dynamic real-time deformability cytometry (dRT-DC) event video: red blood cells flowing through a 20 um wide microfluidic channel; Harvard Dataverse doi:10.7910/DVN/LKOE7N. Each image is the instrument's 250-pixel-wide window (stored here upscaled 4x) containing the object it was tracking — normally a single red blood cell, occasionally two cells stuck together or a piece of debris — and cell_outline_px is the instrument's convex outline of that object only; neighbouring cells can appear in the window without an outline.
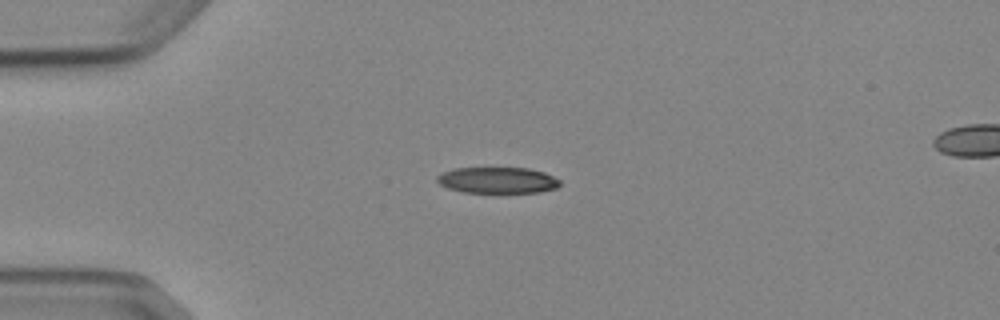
{"species": "Egyptian fruit bat (a non-hibernating species)", "species_latin": "Rousettus aegyptiacus", "temperature_condition": "cold", "stored_images_in_passage": 5, "camera_frame_rate_fps": 3000, "um_per_image_px": 0.085, "animal": {"sex": "female"}, "frame": {"image": 1, "passage_image": 2, "time_ms": 1.0, "image_size_px": [1000, 320], "cell_outline_px": [[560, 184], [556, 188], [540, 192], [464, 192], [448, 188], [440, 184], [436, 180], [436, 176], [444, 172], [456, 168], [528, 168], [544, 172], [560, 180]], "centroid_in_image_um": [42.29, 15.31], "position_along_channel_um": 42.7, "area_um2": 18.55}}
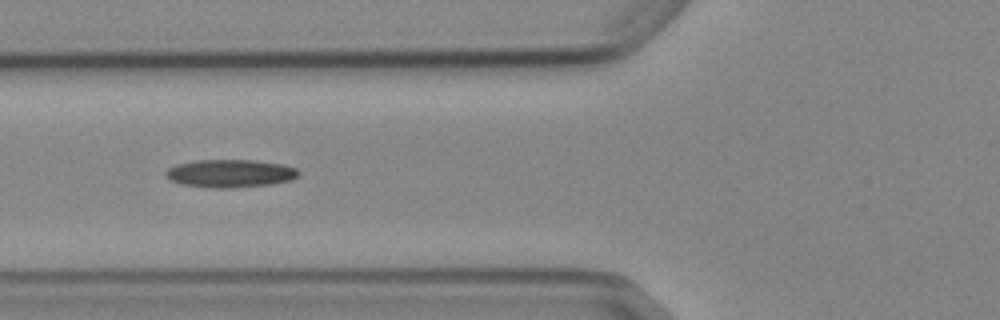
{"frame": {"image": 2, "passage_image": 4, "time_ms": 3.333, "image_size_px": [1000, 320], "cell_outline_px": [[300, 172], [292, 180], [272, 184], [232, 188], [212, 188], [180, 184], [168, 180], [164, 176], [164, 172], [168, 168], [176, 164], [196, 160], [252, 160], [284, 164], [296, 168]], "centroid_in_image_um": [19.53, 14.74], "position_along_channel_um": 106.3, "area_um2": 21.91}}